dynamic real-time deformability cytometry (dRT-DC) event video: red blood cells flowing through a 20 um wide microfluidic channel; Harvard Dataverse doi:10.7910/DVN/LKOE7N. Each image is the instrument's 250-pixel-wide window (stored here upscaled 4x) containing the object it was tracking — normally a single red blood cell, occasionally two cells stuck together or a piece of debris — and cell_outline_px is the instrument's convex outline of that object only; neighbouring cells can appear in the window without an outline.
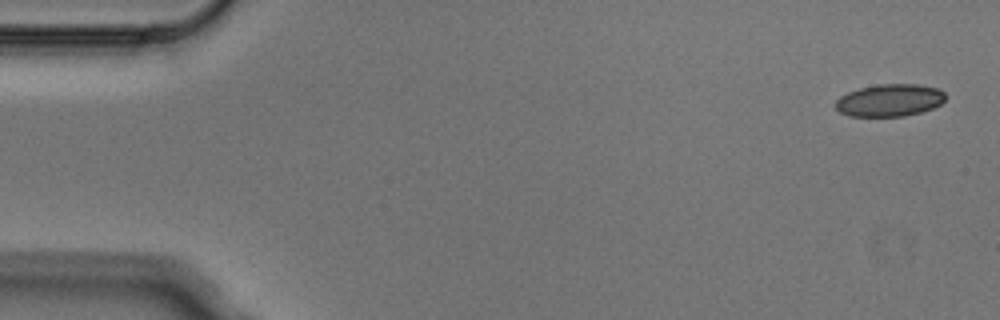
{"species": "Egyptian fruit bat (a non-hibernating species)", "species_latin": "Rousettus aegyptiacus", "temperature_condition": "cold", "stored_images_in_passage": 5, "camera_frame_rate_fps": 3000, "um_per_image_px": 0.085, "animal": {"sex": "male"}, "frame": {"image": 1, "passage_image": 1, "time_ms": 0.0, "image_size_px": [1000, 320], "cell_outline_px": [[944, 100], [940, 104], [932, 108], [920, 112], [904, 116], [848, 116], [840, 112], [836, 108], [836, 100], [840, 96], [848, 92], [860, 88], [880, 84], [920, 84], [940, 88], [944, 92]], "centroid_in_image_um": [75.63, 8.51], "position_along_channel_um": 9.4, "area_um2": 20.69}}
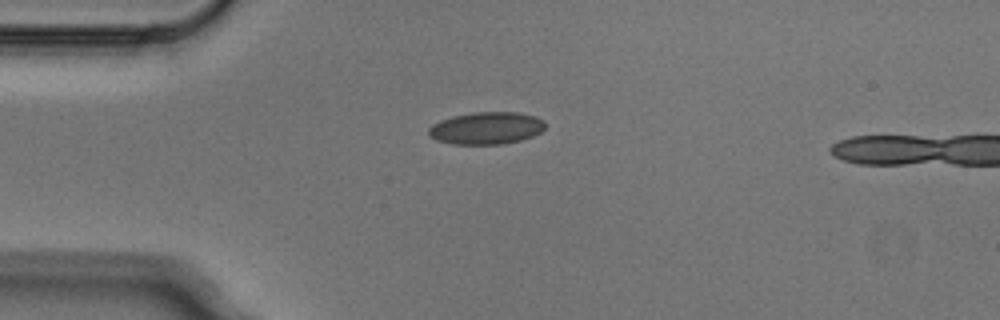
{"frame": {"image": 2, "passage_image": 4, "time_ms": 1.0, "image_size_px": [1000, 320], "cell_outline_px": [[544, 128], [540, 132], [532, 136], [520, 140], [504, 144], [452, 144], [436, 140], [428, 136], [428, 128], [432, 124], [440, 120], [452, 116], [476, 112], [520, 112], [536, 116], [544, 120]], "centroid_in_image_um": [41.32, 10.89], "position_along_channel_um": 43.7, "area_um2": 22.08}}
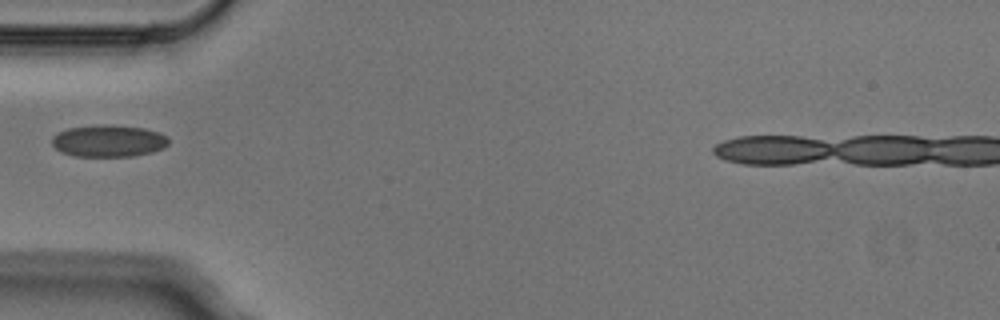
{"frame": {"image": 3, "passage_image": 5, "time_ms": 1.333, "image_size_px": [1000, 320], "cell_outline_px": [[168, 144], [164, 148], [152, 152], [132, 156], [76, 156], [60, 152], [52, 144], [52, 136], [68, 128], [100, 124], [108, 124], [144, 128], [156, 132], [164, 136], [168, 140]], "centroid_in_image_um": [9.2, 11.97], "position_along_channel_um": 75.8, "area_um2": 21.62}}